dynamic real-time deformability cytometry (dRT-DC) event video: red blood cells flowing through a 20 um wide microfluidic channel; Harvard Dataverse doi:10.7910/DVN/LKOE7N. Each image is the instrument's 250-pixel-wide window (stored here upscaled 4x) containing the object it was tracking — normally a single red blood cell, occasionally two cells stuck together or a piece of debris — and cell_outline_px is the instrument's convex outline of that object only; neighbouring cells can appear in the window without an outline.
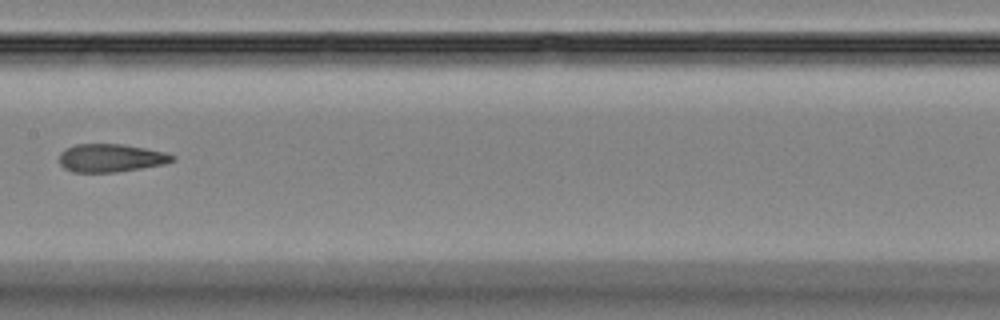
{"species": "Egyptian fruit bat (a non-hibernating species)", "species_latin": "Rousettus aegyptiacus", "temperature_condition": "room temperature", "stored_images_in_passage": 7, "camera_frame_rate_fps": 3000, "um_per_image_px": 0.085, "animal": {"sex": "female"}, "frame": {"image": 1, "passage_image": 7, "time_ms": 2.0, "image_size_px": [1000, 320], "cell_outline_px": [[176, 160], [164, 164], [116, 172], [72, 172], [64, 168], [60, 164], [60, 152], [76, 144], [120, 144], [144, 148], [164, 152], [176, 156]], "centroid_in_image_um": [9.42, 13.43], "position_along_channel_um": 198.0, "area_um2": 18.38}}